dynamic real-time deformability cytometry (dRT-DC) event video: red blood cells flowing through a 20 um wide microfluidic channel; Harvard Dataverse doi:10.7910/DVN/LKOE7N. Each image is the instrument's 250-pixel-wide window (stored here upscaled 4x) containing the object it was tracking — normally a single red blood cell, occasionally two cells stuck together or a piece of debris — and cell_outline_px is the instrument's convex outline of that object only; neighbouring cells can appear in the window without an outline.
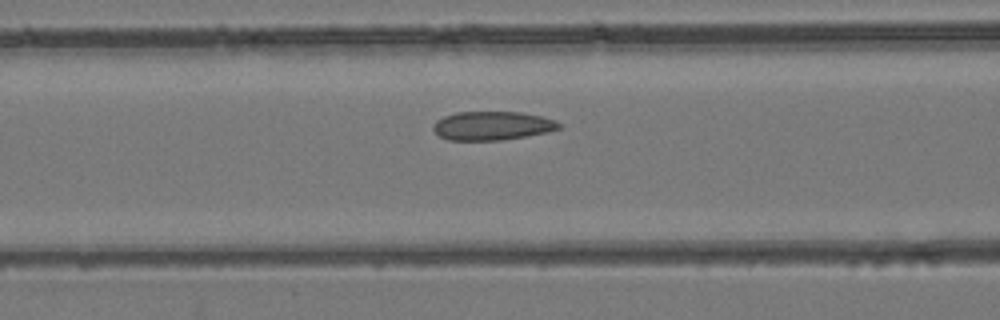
{"species": "common noctule bat (a hibernating species)", "species_latin": "Nyctalus noctula", "temperature_condition": "room temperature", "stored_images_in_passage": 44, "camera_frame_rate_fps": 3000, "um_per_image_px": 0.085, "animal": {"sex": "female", "body_mass_g": 24.6, "forearm_length_mm": 56.2}, "frame": {"image": 1, "passage_image": 15, "time_ms": 4.667, "image_size_px": [1000, 320], "cell_outline_px": [[564, 124], [560, 128], [548, 132], [500, 140], [448, 140], [440, 136], [432, 128], [432, 124], [436, 120], [444, 116], [456, 112], [520, 112], [540, 116], [556, 120]], "centroid_in_image_um": [41.84, 10.68], "position_along_channel_um": 124.8, "area_um2": 21.1}}
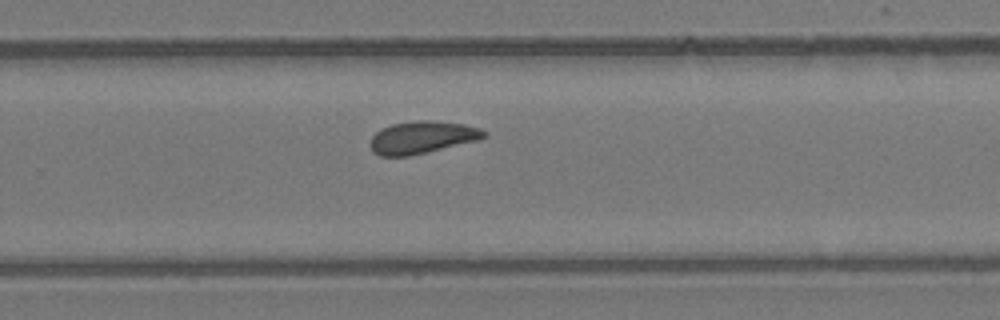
{"frame": {"image": 2, "passage_image": 27, "time_ms": 8.667, "image_size_px": [1000, 320], "cell_outline_px": [[488, 136], [480, 140], [408, 156], [380, 156], [372, 152], [372, 136], [376, 132], [392, 124], [420, 120], [432, 120], [464, 124], [480, 128], [488, 132]], "centroid_in_image_um": [35.95, 11.67], "position_along_channel_um": 293.9, "area_um2": 21.39}}
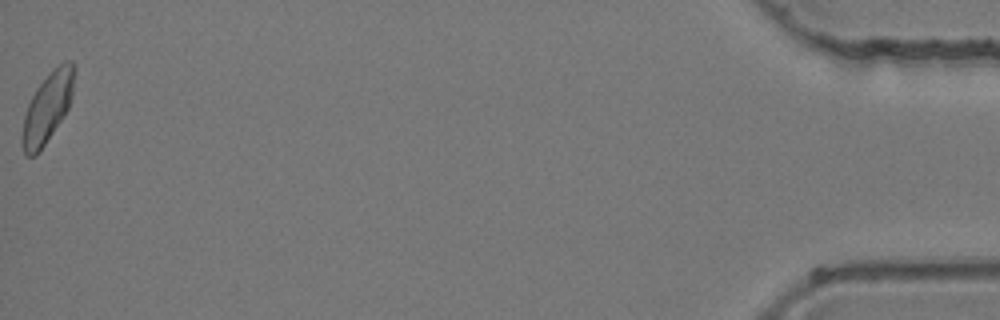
{"frame": {"image": 3, "passage_image": 44, "time_ms": 14.333, "image_size_px": [1000, 320], "cell_outline_px": [[76, 72], [72, 96], [68, 108], [64, 116], [36, 156], [24, 156], [20, 140], [20, 136], [24, 116], [28, 104], [36, 88], [64, 60], [72, 60], [76, 68]], "centroid_in_image_um": [4.03, 9.17], "position_along_channel_um": 431.2, "area_um2": 21.27}}